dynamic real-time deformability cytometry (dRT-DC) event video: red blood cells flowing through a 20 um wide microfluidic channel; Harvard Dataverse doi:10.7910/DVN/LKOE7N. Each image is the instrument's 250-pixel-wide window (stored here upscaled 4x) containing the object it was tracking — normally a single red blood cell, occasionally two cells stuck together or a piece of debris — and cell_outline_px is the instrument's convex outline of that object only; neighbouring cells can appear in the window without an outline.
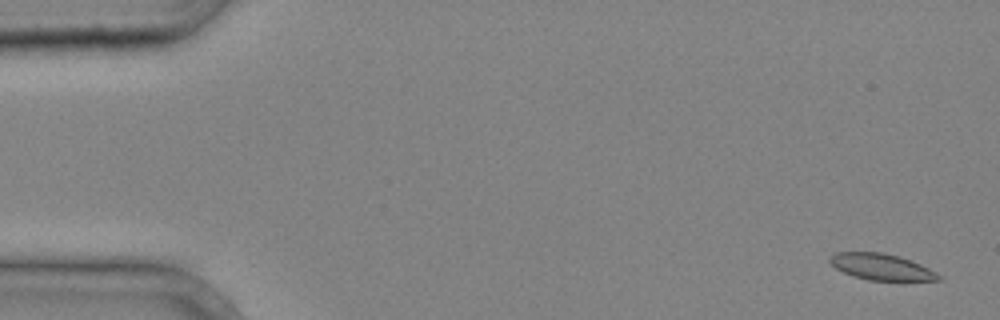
{"species": "common noctule bat (a hibernating species)", "species_latin": "Nyctalus noctula", "temperature_condition": "cold", "stored_images_in_passage": 5, "camera_frame_rate_fps": 3000, "um_per_image_px": 0.085, "animal": {"sex": "male", "body_mass_g": 20.4}, "frame": {"image": 1, "passage_image": 1, "time_ms": 0.0, "image_size_px": [1000, 320], "cell_outline_px": [[940, 280], [868, 280], [844, 272], [836, 268], [828, 260], [828, 256], [836, 252], [884, 252], [900, 256], [920, 264], [936, 272], [940, 276]], "centroid_in_image_um": [74.89, 22.66], "position_along_channel_um": 10.1, "area_um2": 16.47}}